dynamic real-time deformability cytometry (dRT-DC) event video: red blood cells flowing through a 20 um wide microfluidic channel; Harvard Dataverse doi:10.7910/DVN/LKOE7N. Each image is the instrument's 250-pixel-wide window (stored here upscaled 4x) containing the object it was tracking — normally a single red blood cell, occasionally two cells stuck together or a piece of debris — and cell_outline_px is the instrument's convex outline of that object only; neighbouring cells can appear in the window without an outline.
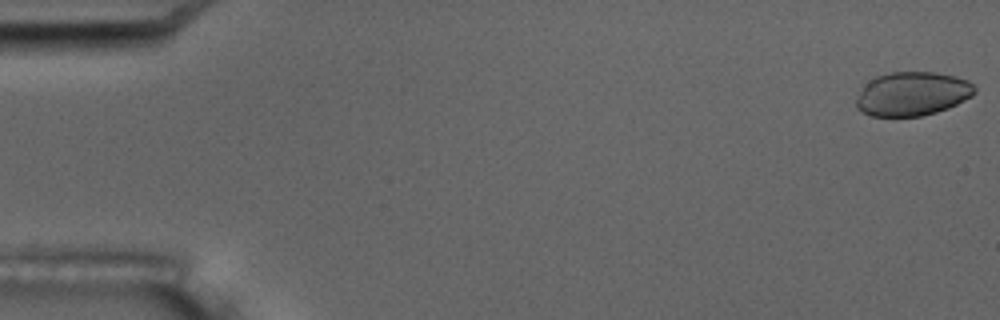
{"species": "common noctule bat (a hibernating species)", "species_latin": "Nyctalus noctula", "temperature_condition": "room temperature", "stored_images_in_passage": 8, "camera_frame_rate_fps": 3000, "um_per_image_px": 0.085, "animal": {"sex": "male", "body_mass_g": 17.5, "forearm_length_mm": 52.3}, "frame": {"image": 1, "passage_image": 1, "time_ms": 0.0, "image_size_px": [1000, 320], "cell_outline_px": [[976, 92], [972, 96], [948, 108], [936, 112], [920, 116], [868, 116], [856, 108], [856, 100], [864, 84], [876, 76], [892, 72], [932, 72], [956, 76], [968, 80], [976, 88]], "centroid_in_image_um": [77.54, 7.97], "position_along_channel_um": 7.5, "area_um2": 30.35}}